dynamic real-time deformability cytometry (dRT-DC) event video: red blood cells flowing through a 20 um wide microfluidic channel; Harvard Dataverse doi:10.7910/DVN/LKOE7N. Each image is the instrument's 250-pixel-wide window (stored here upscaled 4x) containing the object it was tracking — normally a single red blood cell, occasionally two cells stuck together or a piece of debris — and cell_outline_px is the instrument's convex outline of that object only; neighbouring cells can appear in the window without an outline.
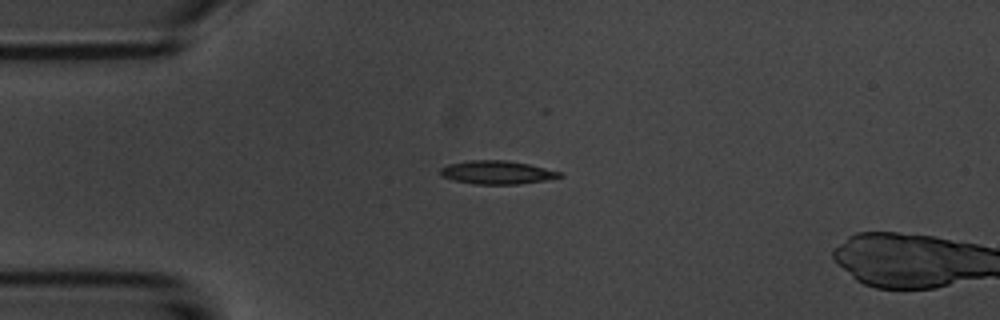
{"species": "common noctule bat (a hibernating species)", "species_latin": "Nyctalus noctula", "temperature_condition": "room temperature", "stored_images_in_passage": 12, "camera_frame_rate_fps": 3000, "um_per_image_px": 0.085, "animal": {"sex": "male", "body_mass_g": 20.1, "forearm_length_mm": 53.5}, "frame": {"image": 1, "passage_image": 3, "time_ms": 3.0, "image_size_px": [1000, 320], "cell_outline_px": [[564, 176], [544, 180], [516, 184], [472, 184], [440, 176], [440, 168], [448, 164], [472, 160], [508, 160], [528, 164], [564, 172]], "centroid_in_image_um": [42.26, 14.65], "position_along_channel_um": 42.7, "area_um2": 16.24}}
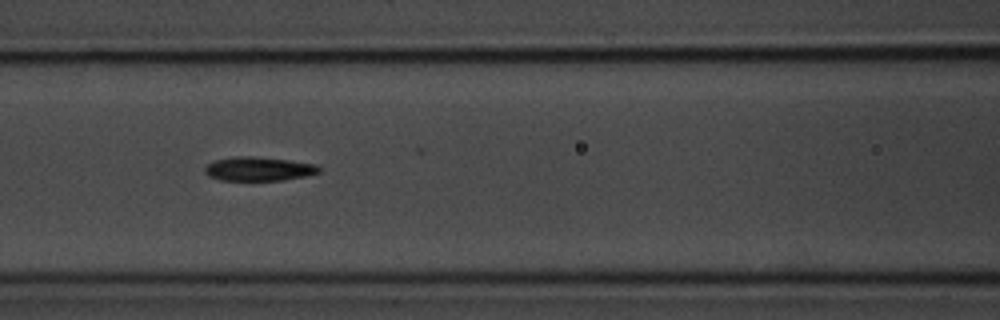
{"frame": {"image": 2, "passage_image": 6, "time_ms": 6.333, "image_size_px": [1000, 320], "cell_outline_px": [[320, 172], [304, 176], [284, 180], [220, 180], [208, 176], [204, 172], [204, 168], [208, 164], [216, 160], [236, 156], [252, 156], [288, 160], [316, 164], [320, 168]], "centroid_in_image_um": [21.97, 14.35], "position_along_channel_um": 144.6, "area_um2": 15.84}}
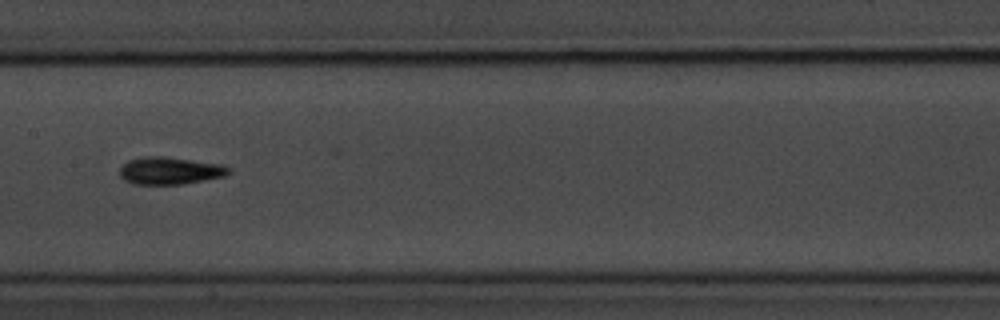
{"frame": {"image": 3, "passage_image": 7, "time_ms": 7.667, "image_size_px": [1000, 320], "cell_outline_px": [[232, 172], [224, 176], [184, 184], [132, 184], [124, 180], [120, 176], [120, 168], [128, 160], [144, 156], [164, 156], [220, 164], [232, 168]], "centroid_in_image_um": [14.45, 14.51], "position_along_channel_um": 193.0, "area_um2": 17.46}, "authors_computed_cell_mechanics": {"area_um2": 15.895, "velocity_mm_per_s": 3.629, "shape_relaxation_time_tau1_ms": 2.5144, "shape_relaxation_time_tau2_ms": null, "deformation_change_tau1": 0.1622, "deformation_change_tau2": null}}